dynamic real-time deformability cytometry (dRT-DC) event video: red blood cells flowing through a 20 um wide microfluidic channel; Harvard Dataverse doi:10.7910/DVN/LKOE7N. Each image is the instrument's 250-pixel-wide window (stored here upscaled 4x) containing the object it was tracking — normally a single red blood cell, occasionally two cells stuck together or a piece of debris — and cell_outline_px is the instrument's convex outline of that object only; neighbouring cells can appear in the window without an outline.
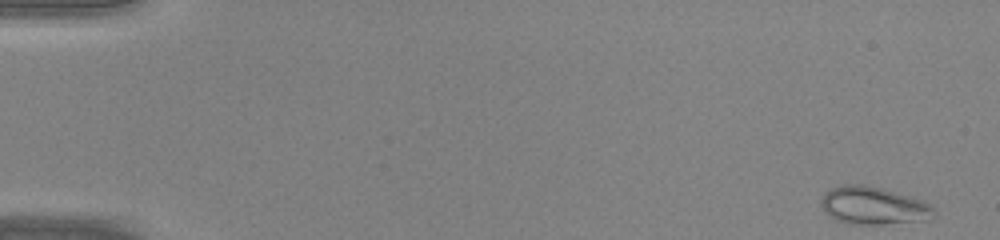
{"species": "common noctule bat (a hibernating species)", "species_latin": "Nyctalus noctula", "temperature_condition": "warm", "stored_images_in_passage": 45, "camera_frame_rate_fps": 3000, "um_per_image_px": 0.085, "animal": {"sex": "male", "body_mass_g": 20.0, "forearm_length_mm": 53.3}, "frame": {"image": 1, "passage_image": 1, "time_ms": 0.0, "image_size_px": [1000, 240], "cell_outline_px": [[936, 216], [924, 220], [880, 224], [848, 224], [836, 220], [828, 216], [824, 212], [820, 204], [820, 200], [832, 188], [844, 184], [864, 184], [884, 188], [924, 200], [936, 212]], "centroid_in_image_um": [74.23, 17.48], "position_along_channel_um": 10.8, "area_um2": 24.97}}
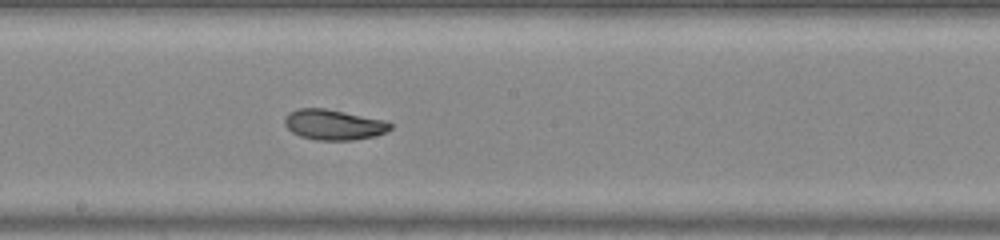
{"frame": {"image": 2, "passage_image": 25, "time_ms": 8.0, "image_size_px": [1000, 240], "cell_outline_px": [[392, 128], [388, 132], [376, 136], [352, 140], [316, 140], [300, 136], [292, 132], [284, 124], [284, 116], [288, 112], [300, 108], [324, 108], [384, 120], [392, 124]], "centroid_in_image_um": [28.36, 10.6], "position_along_channel_um": 219.8, "area_um2": 18.79}}
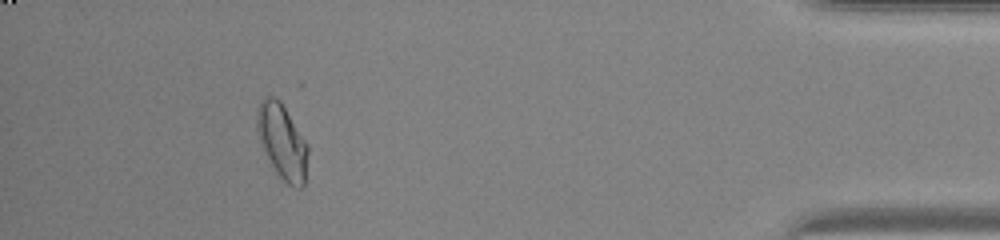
{"frame": {"image": 3, "passage_image": 41, "time_ms": 13.333, "image_size_px": [1000, 240], "cell_outline_px": [[308, 152], [304, 184], [300, 188], [296, 188], [288, 184], [276, 172], [256, 132], [256, 108], [260, 100], [264, 96], [276, 96], [280, 100], [308, 144]], "centroid_in_image_um": [23.97, 11.97], "position_along_channel_um": 411.2, "area_um2": 22.14}}